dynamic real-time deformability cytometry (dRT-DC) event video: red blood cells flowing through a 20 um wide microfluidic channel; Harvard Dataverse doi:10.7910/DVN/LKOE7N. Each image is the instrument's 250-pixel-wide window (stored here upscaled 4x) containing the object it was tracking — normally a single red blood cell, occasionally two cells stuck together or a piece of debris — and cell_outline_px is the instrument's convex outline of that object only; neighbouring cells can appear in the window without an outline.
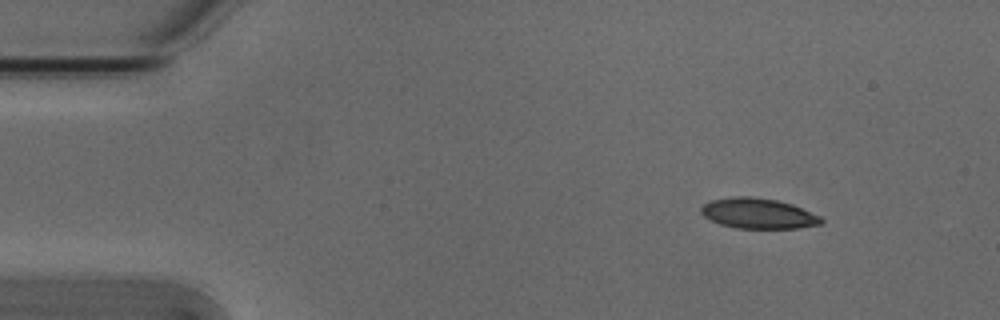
{"species": "Egyptian fruit bat (a non-hibernating species)", "species_latin": "Rousettus aegyptiacus", "temperature_condition": "cold", "stored_images_in_passage": 6, "camera_frame_rate_fps": 3000, "um_per_image_px": 0.085, "animal": {"sex": "male"}, "frame": {"image": 1, "passage_image": 1, "time_ms": 0.0, "image_size_px": [1000, 320], "cell_outline_px": [[824, 220], [820, 224], [800, 228], [736, 228], [720, 224], [704, 216], [700, 212], [700, 208], [704, 204], [712, 200], [732, 196], [752, 196], [776, 200], [792, 204], [820, 216]], "centroid_in_image_um": [64.44, 18.14], "position_along_channel_um": 20.6, "area_um2": 21.21}}
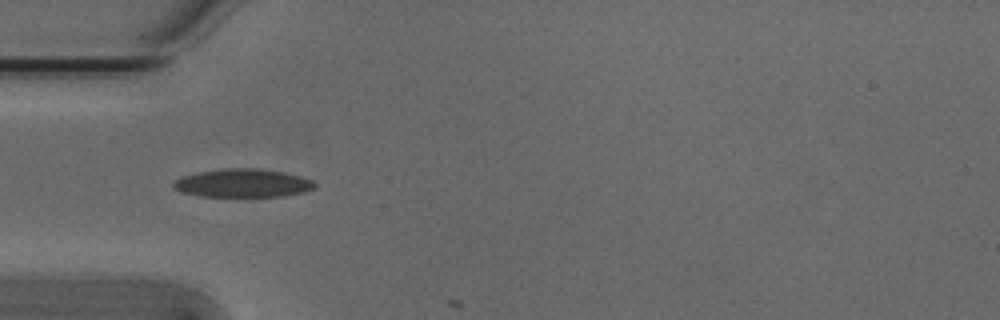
{"frame": {"image": 2, "passage_image": 4, "time_ms": 1.0, "image_size_px": [1000, 320], "cell_outline_px": [[316, 188], [304, 192], [284, 196], [196, 196], [180, 192], [172, 188], [172, 184], [180, 176], [196, 172], [224, 168], [260, 168], [284, 172], [300, 176], [312, 180], [316, 184]], "centroid_in_image_um": [20.6, 15.56], "position_along_channel_um": 64.4, "area_um2": 23.64}}
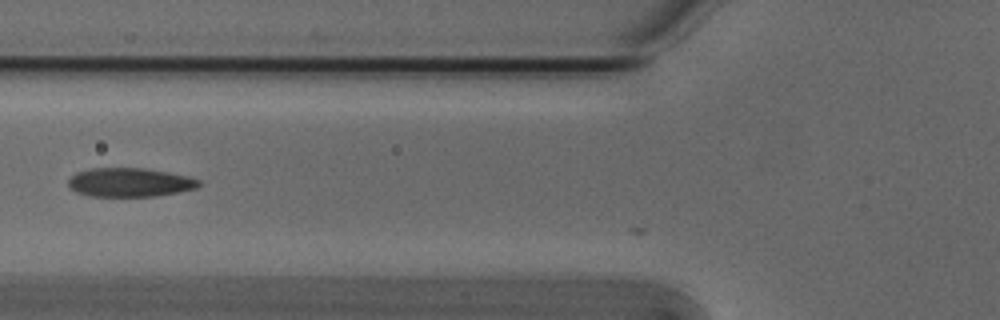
{"frame": {"image": 3, "passage_image": 5, "time_ms": 1.333, "image_size_px": [1000, 320], "cell_outline_px": [[200, 184], [196, 188], [156, 196], [88, 196], [76, 192], [68, 184], [68, 180], [76, 172], [92, 168], [144, 168], [168, 172], [188, 176], [200, 180]], "centroid_in_image_um": [11.02, 15.5], "position_along_channel_um": 114.8, "area_um2": 21.85}}